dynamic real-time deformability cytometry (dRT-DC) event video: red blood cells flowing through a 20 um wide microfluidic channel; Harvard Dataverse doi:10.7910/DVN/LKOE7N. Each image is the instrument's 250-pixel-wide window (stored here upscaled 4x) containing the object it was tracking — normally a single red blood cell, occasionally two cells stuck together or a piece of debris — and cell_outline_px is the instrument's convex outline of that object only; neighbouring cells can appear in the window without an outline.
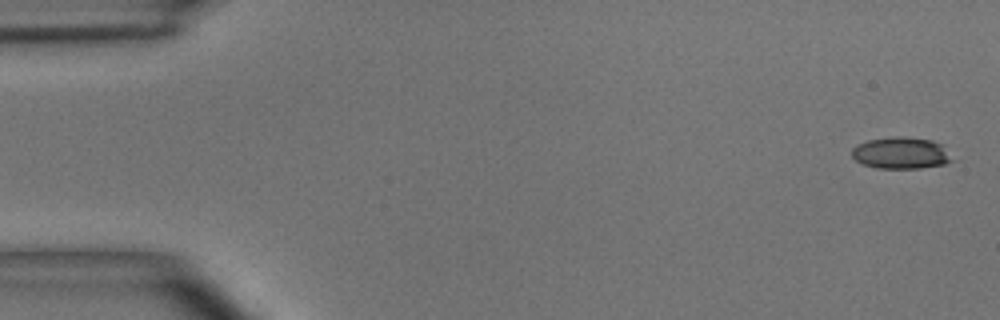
{"species": "common noctule bat (a hibernating species)", "species_latin": "Nyctalus noctula", "temperature_condition": "room temperature", "stored_images_in_passage": 5, "camera_frame_rate_fps": 3000, "um_per_image_px": 0.085, "animal": {"sex": "male", "body_mass_g": 15.6}, "frame": {"image": 1, "passage_image": 1, "time_ms": 0.0, "image_size_px": [1000, 320], "cell_outline_px": [[952, 160], [944, 164], [920, 168], [876, 168], [864, 164], [856, 160], [852, 156], [852, 148], [856, 144], [868, 140], [892, 136], [904, 136], [932, 140], [944, 144]], "centroid_in_image_um": [76.58, 12.99], "position_along_channel_um": 8.4, "area_um2": 18.61}}
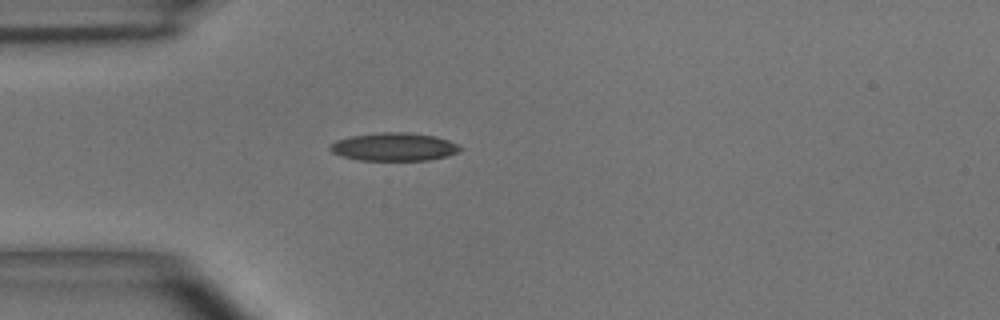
{"frame": {"image": 2, "passage_image": 5, "time_ms": 4.333, "image_size_px": [1000, 320], "cell_outline_px": [[464, 148], [456, 152], [444, 156], [428, 160], [360, 160], [340, 156], [332, 152], [328, 148], [336, 140], [352, 136], [380, 132], [408, 132], [436, 136], [460, 144]], "centroid_in_image_um": [33.5, 12.47], "position_along_channel_um": 51.5, "area_um2": 21.27}}